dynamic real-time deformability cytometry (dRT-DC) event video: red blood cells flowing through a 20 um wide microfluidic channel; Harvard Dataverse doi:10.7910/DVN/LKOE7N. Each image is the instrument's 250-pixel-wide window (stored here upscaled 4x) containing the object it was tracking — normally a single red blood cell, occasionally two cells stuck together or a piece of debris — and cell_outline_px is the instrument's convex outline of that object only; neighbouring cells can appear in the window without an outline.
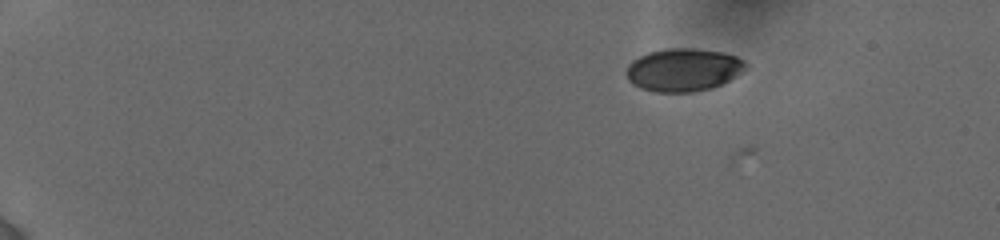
{"species": "human", "species_latin": "Homo sapiens", "temperature_condition": "cold", "stored_images_in_passage": 12, "camera_frame_rate_fps": 3000, "um_per_image_px": 0.085, "donor": {"sex": "female"}, "frame": {"image": 1, "passage_image": 1, "time_ms": 0.0, "image_size_px": [1000, 240], "cell_outline_px": [[748, 64], [736, 76], [712, 88], [692, 92], [652, 92], [640, 88], [632, 84], [628, 80], [628, 64], [632, 60], [648, 52], [672, 48], [692, 48], [724, 52], [736, 56], [744, 60]], "centroid_in_image_um": [58.08, 5.94], "position_along_channel_um": 26.9, "area_um2": 29.77}}